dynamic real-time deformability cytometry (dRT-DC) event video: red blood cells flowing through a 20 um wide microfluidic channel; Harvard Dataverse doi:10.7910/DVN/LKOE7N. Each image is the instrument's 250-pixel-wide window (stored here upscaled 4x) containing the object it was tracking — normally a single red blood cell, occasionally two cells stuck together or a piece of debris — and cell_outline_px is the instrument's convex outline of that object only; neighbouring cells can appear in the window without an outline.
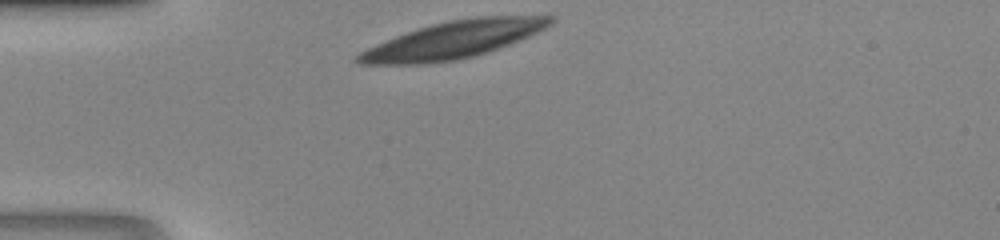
{"species": "human", "species_latin": "Homo sapiens", "temperature_condition": "room temperature", "stored_images_in_passage": 26, "camera_frame_rate_fps": 3000, "um_per_image_px": 0.085, "donor": {"sex": "male"}, "frame": {"image": 1, "passage_image": 1, "time_ms": 0.0, "image_size_px": [1000, 240], "cell_outline_px": [[556, 20], [552, 24], [520, 40], [488, 52], [476, 56], [456, 60], [424, 64], [360, 64], [352, 60], [352, 56], [376, 44], [396, 36], [432, 24], [448, 20], [476, 16], [556, 16]], "centroid_in_image_um": [38.51, 3.39], "position_along_channel_um": 46.5, "area_um2": 41.56}}
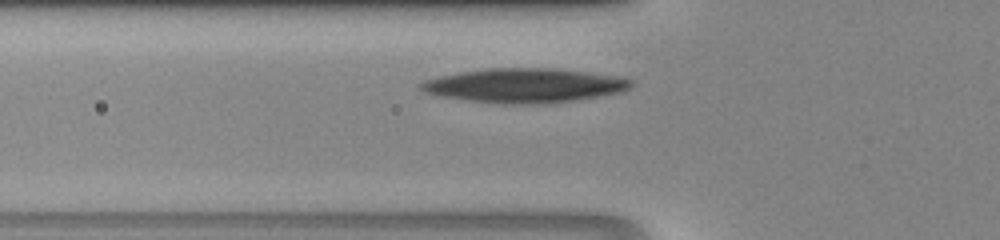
{"frame": {"image": 2, "passage_image": 5, "time_ms": 1.333, "image_size_px": [1000, 240], "cell_outline_px": [[632, 88], [620, 92], [600, 96], [576, 100], [544, 104], [500, 104], [468, 100], [440, 96], [424, 92], [416, 88], [416, 84], [424, 80], [440, 76], [460, 72], [488, 68], [552, 68], [620, 76], [632, 80]], "centroid_in_image_um": [44.56, 7.27], "position_along_channel_um": 81.2, "area_um2": 42.31}}
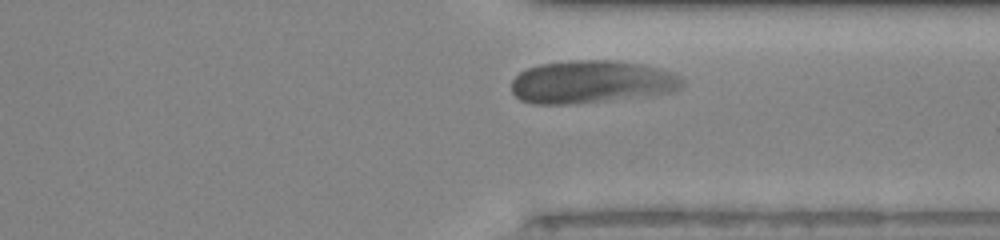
{"frame": {"image": 3, "passage_image": 24, "time_ms": 7.667, "image_size_px": [1000, 240], "cell_outline_px": [[684, 84], [680, 88], [672, 92], [652, 96], [580, 104], [532, 104], [520, 100], [512, 92], [512, 80], [520, 72], [528, 68], [540, 64], [572, 60], [616, 60], [664, 68], [680, 76], [684, 80]], "centroid_in_image_um": [50.33, 6.97], "position_along_channel_um": 361.1, "area_um2": 43.41}}